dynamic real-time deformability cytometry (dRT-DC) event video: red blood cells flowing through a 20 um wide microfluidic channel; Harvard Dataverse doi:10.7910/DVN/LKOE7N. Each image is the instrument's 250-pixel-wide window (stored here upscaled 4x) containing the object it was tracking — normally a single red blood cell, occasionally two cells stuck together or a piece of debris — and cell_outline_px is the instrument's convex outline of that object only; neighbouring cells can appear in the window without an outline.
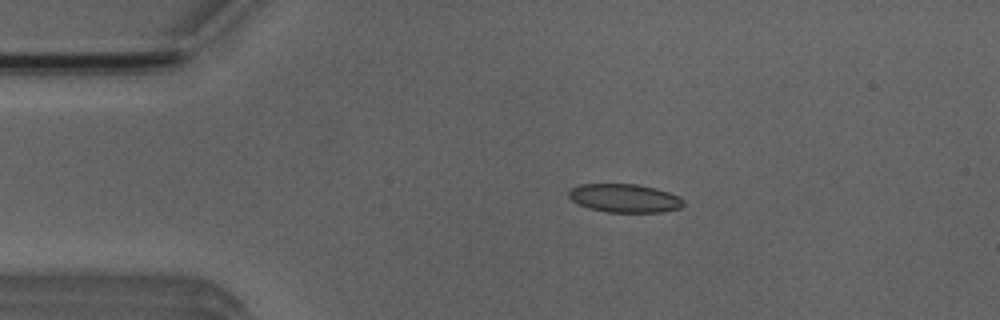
{"species": "Egyptian fruit bat (a non-hibernating species)", "species_latin": "Rousettus aegyptiacus", "temperature_condition": "room temperature", "stored_images_in_passage": 5, "camera_frame_rate_fps": 3000, "um_per_image_px": 0.085, "animal": {"sex": "male"}, "frame": {"image": 1, "passage_image": 3, "time_ms": 2.333, "image_size_px": [1000, 320], "cell_outline_px": [[684, 204], [680, 208], [660, 212], [608, 212], [588, 208], [576, 204], [568, 196], [568, 188], [580, 184], [636, 184], [656, 188], [680, 196], [684, 200]], "centroid_in_image_um": [53.06, 16.84], "position_along_channel_um": 31.9, "area_um2": 19.25}}